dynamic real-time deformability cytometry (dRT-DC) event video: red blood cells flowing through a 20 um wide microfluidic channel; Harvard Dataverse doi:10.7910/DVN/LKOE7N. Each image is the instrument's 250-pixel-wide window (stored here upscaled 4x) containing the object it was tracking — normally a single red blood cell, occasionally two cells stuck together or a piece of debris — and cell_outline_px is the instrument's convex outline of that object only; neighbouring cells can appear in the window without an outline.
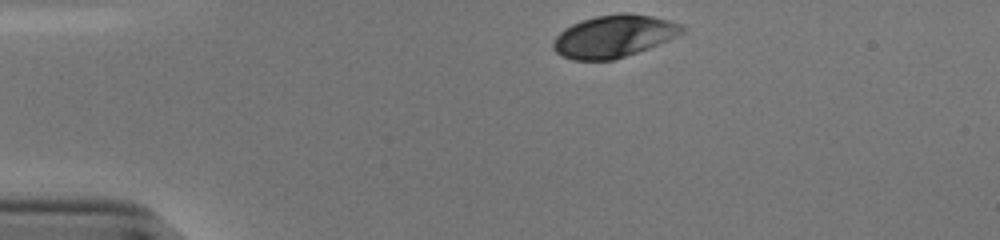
{"species": "human", "species_latin": "Homo sapiens", "temperature_condition": "cold", "stored_images_in_passage": 33, "camera_frame_rate_fps": 3000, "um_per_image_px": 0.085, "donor": {"sex": "male"}, "frame": {"image": 1, "passage_image": 1, "time_ms": 0.0, "image_size_px": [1000, 240], "cell_outline_px": [[688, 28], [684, 32], [668, 40], [648, 48], [612, 60], [572, 60], [556, 52], [552, 48], [552, 40], [564, 28], [580, 20], [596, 16], [620, 12], [628, 12], [652, 16], [668, 20], [680, 24]], "centroid_in_image_um": [52.16, 3.06], "position_along_channel_um": 32.8, "area_um2": 31.85}}
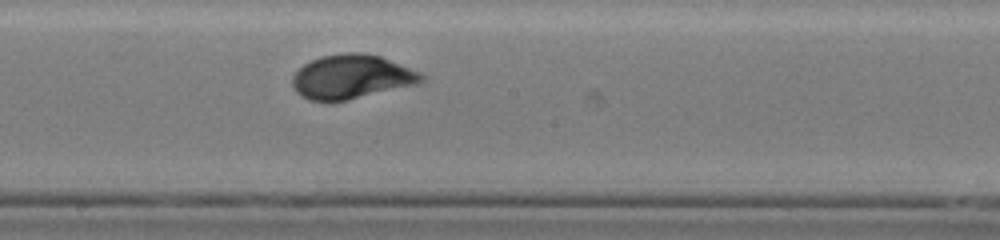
{"frame": {"image": 2, "passage_image": 20, "time_ms": 6.333, "image_size_px": [1000, 240], "cell_outline_px": [[424, 80], [416, 84], [348, 100], [308, 100], [300, 96], [292, 88], [292, 76], [304, 64], [312, 60], [324, 56], [344, 52], [364, 52], [380, 56], [420, 72], [424, 76]], "centroid_in_image_um": [29.86, 6.52], "position_along_channel_um": 218.3, "area_um2": 32.95}}
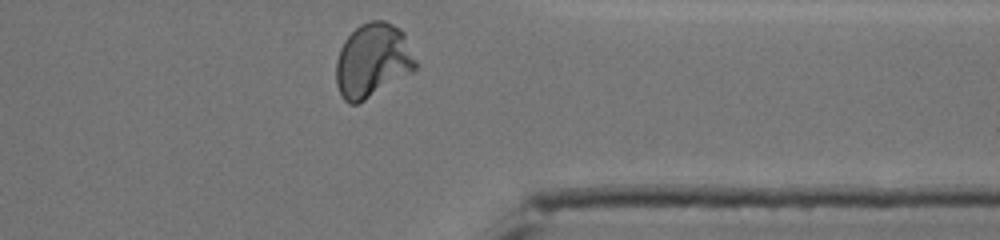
{"frame": {"image": 3, "passage_image": 33, "time_ms": 10.667, "image_size_px": [1000, 240], "cell_outline_px": [[416, 68], [412, 72], [364, 100], [356, 104], [348, 104], [344, 100], [336, 84], [336, 60], [340, 48], [344, 40], [360, 24], [372, 20], [384, 20], [392, 24], [404, 32], [416, 60]], "centroid_in_image_um": [31.66, 5.13], "position_along_channel_um": 379.7, "area_um2": 34.16}, "authors_computed_cell_mechanics": {"area_um2": 32.2524, "velocity_mm_per_s": 3.8381, "shape_relaxation_time_tau1_ms": 4.1139, "shape_relaxation_time_tau2_ms": null, "deformation_change_tau1": 0.1709, "deformation_change_tau2": null}}